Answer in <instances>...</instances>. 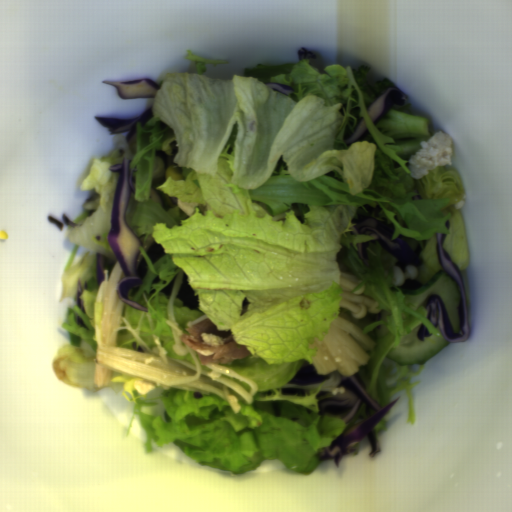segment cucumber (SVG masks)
Here are the masks:
<instances>
[{
	"instance_id": "cucumber-1",
	"label": "cucumber",
	"mask_w": 512,
	"mask_h": 512,
	"mask_svg": "<svg viewBox=\"0 0 512 512\" xmlns=\"http://www.w3.org/2000/svg\"><path fill=\"white\" fill-rule=\"evenodd\" d=\"M440 296L455 333H460L459 295L454 279L446 272L438 271L420 288L404 294V304L417 308L426 306L430 296Z\"/></svg>"
},
{
	"instance_id": "cucumber-2",
	"label": "cucumber",
	"mask_w": 512,
	"mask_h": 512,
	"mask_svg": "<svg viewBox=\"0 0 512 512\" xmlns=\"http://www.w3.org/2000/svg\"><path fill=\"white\" fill-rule=\"evenodd\" d=\"M420 325L404 335L394 346L387 357L398 366L424 365L432 356L440 352L450 342L446 338L425 336L423 341L417 338Z\"/></svg>"
}]
</instances>
